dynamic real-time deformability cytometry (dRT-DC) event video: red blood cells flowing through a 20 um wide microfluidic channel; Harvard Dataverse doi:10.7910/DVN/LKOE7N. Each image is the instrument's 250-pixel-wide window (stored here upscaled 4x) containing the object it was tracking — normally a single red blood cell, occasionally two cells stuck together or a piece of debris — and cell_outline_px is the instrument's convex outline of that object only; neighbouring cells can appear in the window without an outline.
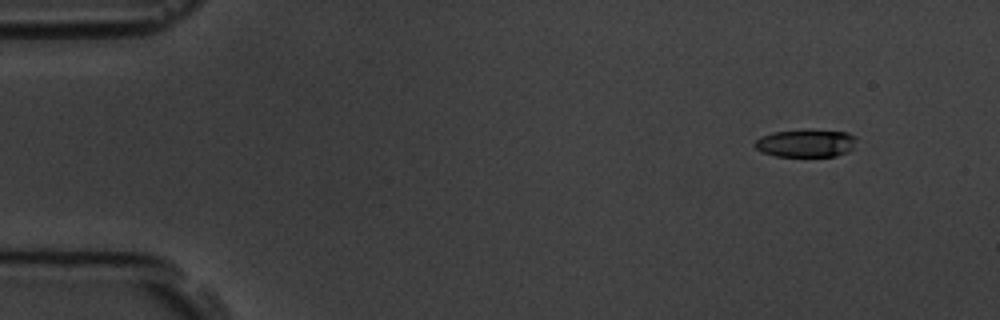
{"species": "common noctule bat (a hibernating species)", "species_latin": "Nyctalus noctula", "temperature_condition": "room temperature", "stored_images_in_passage": 5, "camera_frame_rate_fps": 3000, "um_per_image_px": 0.085, "animal": {"sex": "male", "body_mass_g": 19.5, "forearm_length_mm": 54.6}, "frame": {"image": 1, "passage_image": 1, "time_ms": 0.0, "image_size_px": [1000, 320], "cell_outline_px": [[856, 140], [852, 148], [848, 152], [836, 156], [776, 156], [764, 152], [756, 148], [752, 144], [760, 136], [772, 132], [808, 128], [848, 132], [856, 136]], "centroid_in_image_um": [68.51, 12.14], "position_along_channel_um": 16.5, "area_um2": 16.88}}
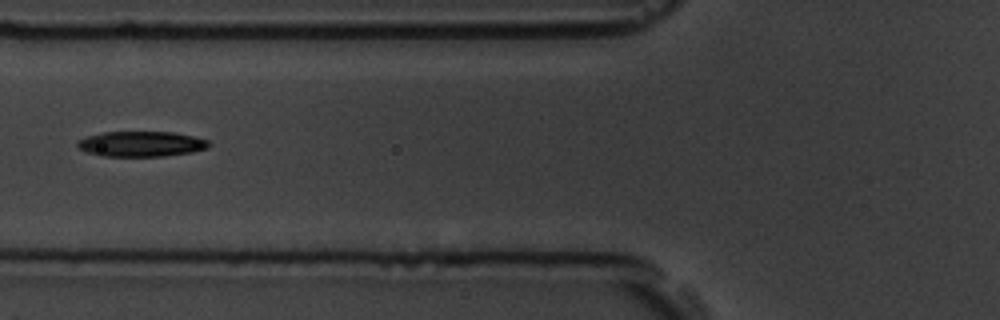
{"frame": {"image": 2, "passage_image": 5, "time_ms": 5.333, "image_size_px": [1000, 320], "cell_outline_px": [[212, 144], [208, 148], [192, 152], [164, 156], [104, 156], [88, 152], [80, 148], [76, 144], [80, 140], [88, 136], [104, 132], [172, 132], [192, 136], [208, 140]], "centroid_in_image_um": [12.06, 12.23], "position_along_channel_um": 113.7, "area_um2": 19.19}}